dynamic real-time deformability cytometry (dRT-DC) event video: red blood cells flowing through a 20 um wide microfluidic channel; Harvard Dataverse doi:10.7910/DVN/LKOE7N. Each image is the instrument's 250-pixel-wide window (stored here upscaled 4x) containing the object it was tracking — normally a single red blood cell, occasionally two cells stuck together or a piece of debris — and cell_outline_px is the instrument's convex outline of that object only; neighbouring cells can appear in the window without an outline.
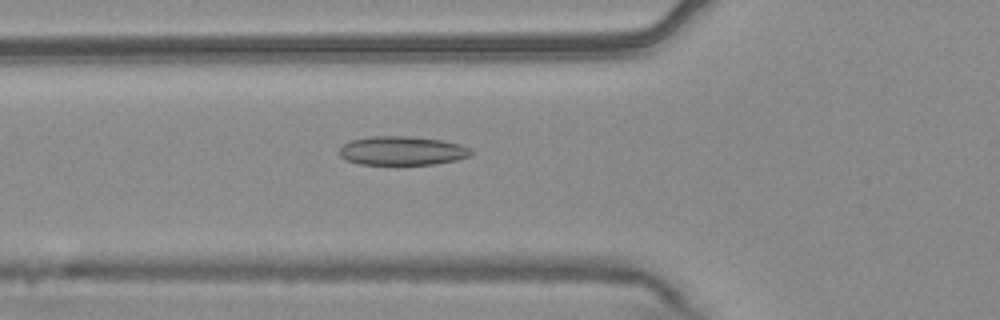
{"species": "common noctule bat (a hibernating species)", "species_latin": "Nyctalus noctula", "temperature_condition": "warm", "stored_images_in_passage": 55, "camera_frame_rate_fps": 3000, "um_per_image_px": 0.085, "animal": {"sex": "male", "body_mass_g": 20.4}, "frame": {"image": 1, "passage_image": 20, "time_ms": 6.333, "image_size_px": [1000, 320], "cell_outline_px": [[472, 156], [456, 160], [436, 164], [400, 168], [360, 164], [348, 160], [340, 156], [340, 148], [344, 144], [352, 140], [372, 136], [408, 136], [440, 140], [460, 144], [472, 148]], "centroid_in_image_um": [34.22, 12.87], "position_along_channel_um": 91.6, "area_um2": 23.18}}
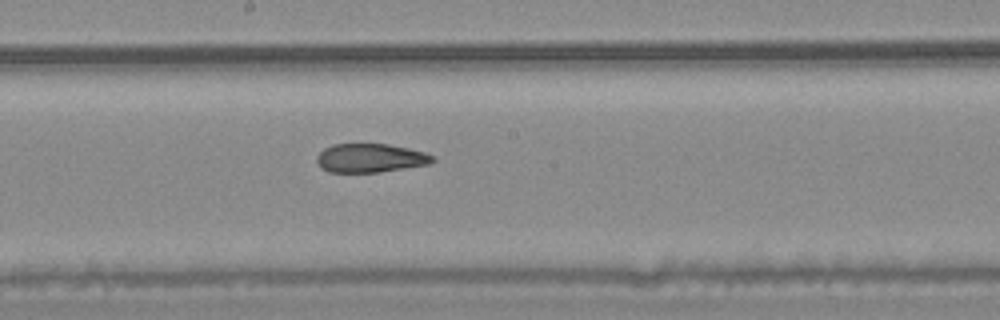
{"frame": {"image": 2, "passage_image": 30, "time_ms": 9.667, "image_size_px": [1000, 320], "cell_outline_px": [[436, 160], [428, 164], [380, 172], [328, 172], [320, 168], [316, 160], [316, 156], [324, 148], [332, 144], [388, 144], [408, 148], [424, 152], [436, 156]], "centroid_in_image_um": [31.47, 13.43], "position_along_channel_um": 216.7, "area_um2": 19.54}}
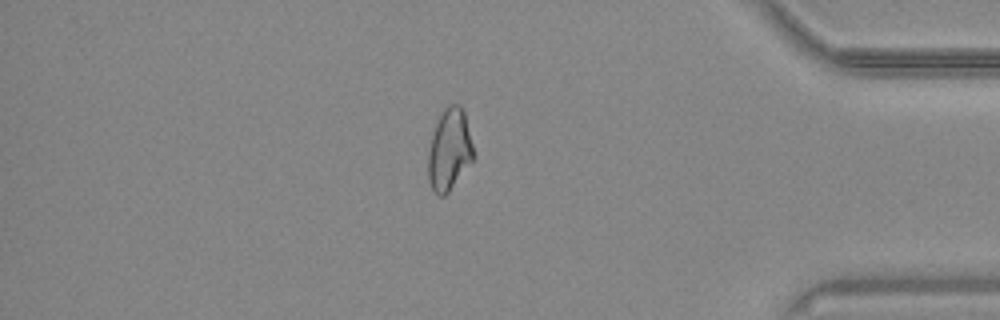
{"frame": {"image": 3, "passage_image": 47, "time_ms": 15.333, "image_size_px": [1000, 320], "cell_outline_px": [[476, 156], [448, 192], [444, 196], [440, 196], [432, 188], [428, 180], [428, 152], [432, 136], [436, 124], [444, 108], [448, 104], [460, 104], [464, 108]], "centroid_in_image_um": [38.23, 12.69], "position_along_channel_um": 397.0, "area_um2": 21.68}, "authors_computed_cell_mechanics": {"area_um2": 22.7154, "velocity_mm_per_s": 3.7316, "shape_relaxation_time_tau1_ms": null, "shape_relaxation_time_tau2_ms": 3.0753, "deformation_change_tau1": null, "deformation_change_tau2": 0.0958}}